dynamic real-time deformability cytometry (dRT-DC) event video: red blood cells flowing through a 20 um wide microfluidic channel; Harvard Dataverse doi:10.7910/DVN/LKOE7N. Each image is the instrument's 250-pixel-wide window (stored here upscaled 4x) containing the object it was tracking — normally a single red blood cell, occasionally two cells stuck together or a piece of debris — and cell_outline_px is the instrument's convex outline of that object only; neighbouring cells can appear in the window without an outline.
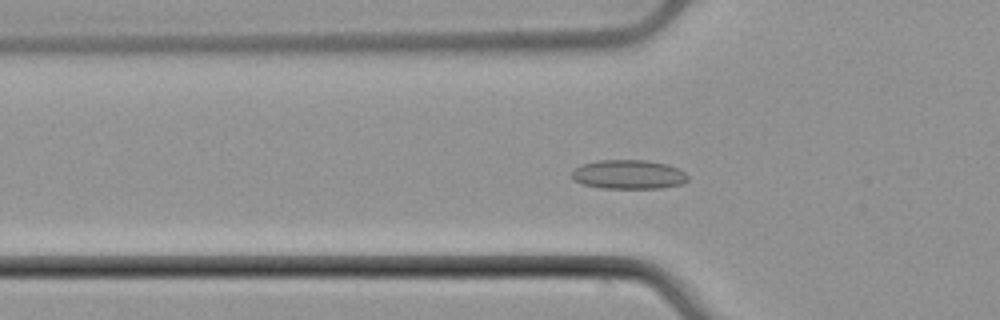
{"species": "common noctule bat (a hibernating species)", "species_latin": "Nyctalus noctula", "temperature_condition": "cold", "stored_images_in_passage": 48, "camera_frame_rate_fps": 3000, "um_per_image_px": 0.085, "animal": {"sex": "male", "body_mass_g": 21.5, "forearm_length_mm": 52.0}, "frame": {"image": 1, "passage_image": 13, "time_ms": 4.0, "image_size_px": [1000, 320], "cell_outline_px": [[688, 180], [680, 184], [660, 188], [600, 188], [580, 184], [572, 180], [572, 172], [580, 164], [596, 160], [644, 160], [668, 164], [684, 172], [688, 176]], "centroid_in_image_um": [53.37, 14.83], "position_along_channel_um": 72.4, "area_um2": 19.83}}
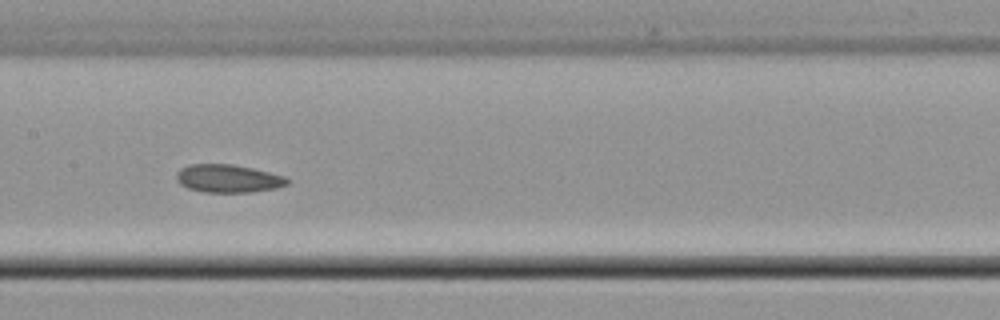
{"frame": {"image": 2, "passage_image": 22, "time_ms": 7.0, "image_size_px": [1000, 320], "cell_outline_px": [[292, 180], [288, 184], [276, 188], [252, 192], [204, 192], [188, 188], [180, 184], [176, 180], [176, 172], [180, 168], [188, 164], [232, 164], [252, 168], [284, 176]], "centroid_in_image_um": [19.38, 15.17], "position_along_channel_um": 188.0, "area_um2": 18.21}}
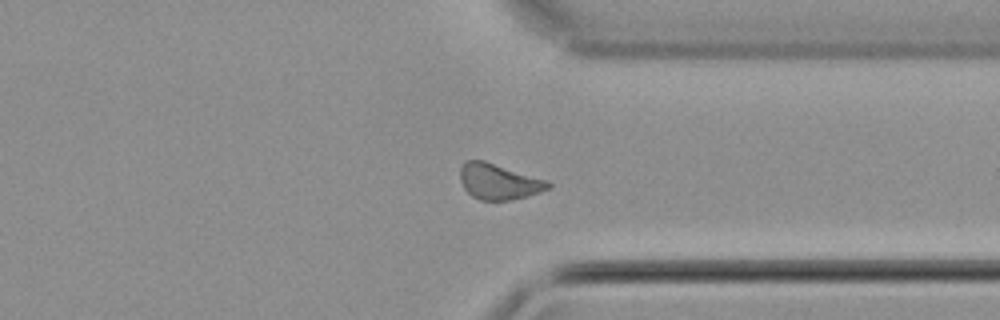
{"frame": {"image": 3, "passage_image": 36, "time_ms": 11.667, "image_size_px": [1000, 320], "cell_outline_px": [[552, 184], [548, 188], [540, 192], [528, 196], [508, 200], [480, 200], [472, 196], [464, 188], [460, 180], [460, 168], [464, 160], [484, 160], [548, 180]], "centroid_in_image_um": [42.38, 15.42], "position_along_channel_um": 369.0, "area_um2": 18.38}}